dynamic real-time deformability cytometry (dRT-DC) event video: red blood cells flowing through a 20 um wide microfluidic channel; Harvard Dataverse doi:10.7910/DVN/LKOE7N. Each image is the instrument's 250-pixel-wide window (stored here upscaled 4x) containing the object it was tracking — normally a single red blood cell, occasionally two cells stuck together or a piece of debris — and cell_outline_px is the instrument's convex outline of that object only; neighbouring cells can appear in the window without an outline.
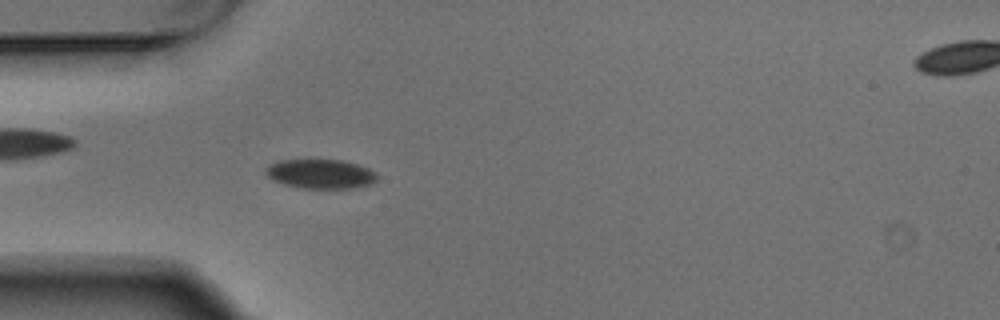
{"species": "Egyptian fruit bat (a non-hibernating species)", "species_latin": "Rousettus aegyptiacus", "temperature_condition": "warm", "stored_images_in_passage": 6, "segment_of_instrument_passage": [1, 2], "camera_frame_rate_fps": 3000, "um_per_image_px": 0.085, "animal": {"sex": "male"}, "frame": {"image": 1, "passage_image": 5, "time_ms": 1.333, "image_size_px": [1000, 320], "cell_outline_px": [[376, 180], [372, 184], [356, 188], [300, 188], [284, 184], [272, 180], [264, 172], [264, 168], [268, 164], [276, 160], [344, 160], [368, 168], [376, 172]], "centroid_in_image_um": [27.21, 14.78], "position_along_channel_um": 57.8, "area_um2": 19.25}}